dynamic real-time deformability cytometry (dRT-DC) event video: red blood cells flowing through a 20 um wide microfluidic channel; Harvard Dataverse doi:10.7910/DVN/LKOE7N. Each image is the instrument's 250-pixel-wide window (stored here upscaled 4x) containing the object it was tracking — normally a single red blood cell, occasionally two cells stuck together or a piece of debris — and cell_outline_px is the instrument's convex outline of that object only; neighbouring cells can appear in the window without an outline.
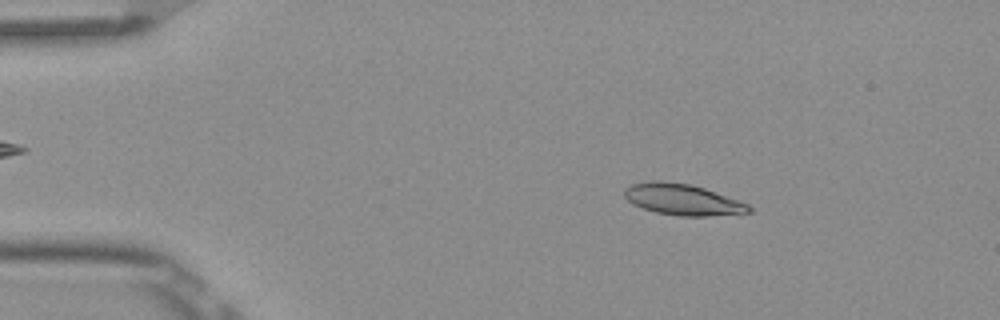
{"species": "Egyptian fruit bat (a non-hibernating species)", "species_latin": "Rousettus aegyptiacus", "temperature_condition": "room temperature", "stored_images_in_passage": 4, "camera_frame_rate_fps": 3000, "um_per_image_px": 0.085, "frame": {"image": 1, "passage_image": 2, "time_ms": 0.333, "image_size_px": [1000, 320], "cell_outline_px": [[752, 212], [708, 216], [680, 216], [656, 212], [632, 204], [624, 196], [624, 188], [632, 184], [652, 180], [664, 180], [692, 184], [704, 188], [748, 204], [752, 208]], "centroid_in_image_um": [57.99, 16.95], "position_along_channel_um": 27.0, "area_um2": 22.6}}